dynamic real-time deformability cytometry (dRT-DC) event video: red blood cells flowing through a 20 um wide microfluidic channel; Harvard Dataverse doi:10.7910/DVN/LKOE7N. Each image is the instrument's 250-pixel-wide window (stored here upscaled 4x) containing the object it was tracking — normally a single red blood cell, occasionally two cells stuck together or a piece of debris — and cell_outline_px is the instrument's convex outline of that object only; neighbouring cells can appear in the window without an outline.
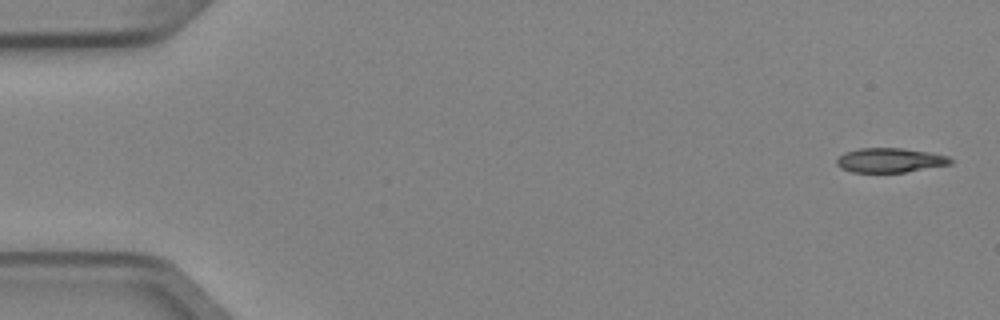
{"species": "Egyptian fruit bat (a non-hibernating species)", "species_latin": "Rousettus aegyptiacus", "temperature_condition": "cold", "stored_images_in_passage": 5, "camera_frame_rate_fps": 3000, "um_per_image_px": 0.085, "animal": {"sex": "female"}, "frame": {"image": 1, "passage_image": 1, "time_ms": 0.0, "image_size_px": [1000, 320], "cell_outline_px": [[952, 164], [904, 172], [852, 172], [840, 168], [836, 164], [836, 160], [844, 152], [860, 148], [900, 148], [928, 152], [948, 156], [952, 160]], "centroid_in_image_um": [75.62, 13.62], "position_along_channel_um": 9.4, "area_um2": 16.13}}